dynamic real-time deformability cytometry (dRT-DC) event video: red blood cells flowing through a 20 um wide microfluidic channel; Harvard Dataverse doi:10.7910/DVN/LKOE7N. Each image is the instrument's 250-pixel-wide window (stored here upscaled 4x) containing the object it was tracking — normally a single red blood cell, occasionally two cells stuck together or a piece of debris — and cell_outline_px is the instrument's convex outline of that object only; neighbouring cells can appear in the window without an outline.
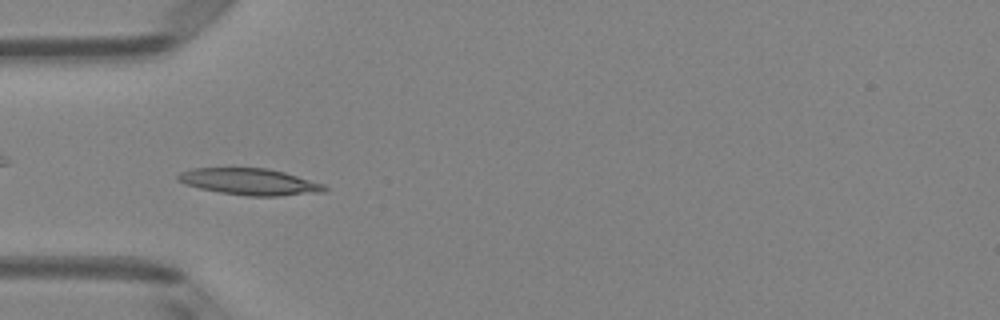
{"species": "Egyptian fruit bat (a non-hibernating species)", "species_latin": "Rousettus aegyptiacus", "temperature_condition": "room temperature", "stored_images_in_passage": 50, "camera_frame_rate_fps": 3000, "um_per_image_px": 0.085, "animal": {"sex": "female"}, "frame": {"image": 1, "passage_image": 15, "time_ms": 4.667, "image_size_px": [1000, 320], "cell_outline_px": [[328, 188], [324, 192], [280, 196], [248, 196], [220, 192], [200, 188], [184, 184], [176, 180], [176, 176], [180, 172], [192, 168], [268, 168], [284, 172], [324, 184]], "centroid_in_image_um": [21.21, 15.45], "position_along_channel_um": 63.8, "area_um2": 22.72}}
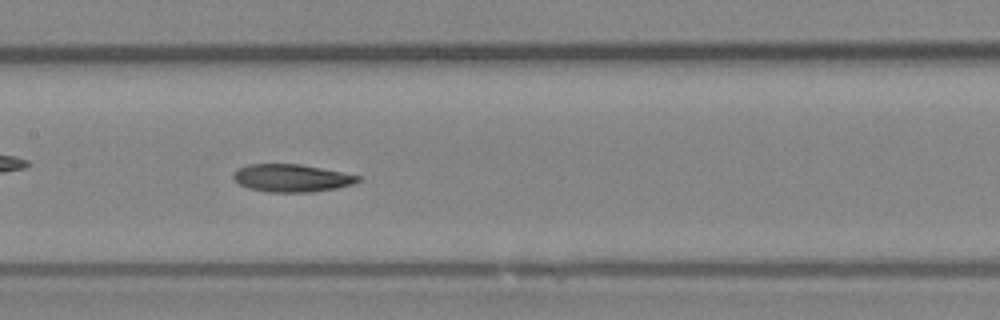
{"frame": {"image": 2, "passage_image": 24, "time_ms": 7.667, "image_size_px": [1000, 320], "cell_outline_px": [[360, 180], [352, 184], [336, 188], [312, 192], [268, 192], [248, 188], [240, 184], [232, 176], [240, 168], [248, 164], [300, 164], [360, 176]], "centroid_in_image_um": [24.78, 15.14], "position_along_channel_um": 182.6, "area_um2": 19.77}}
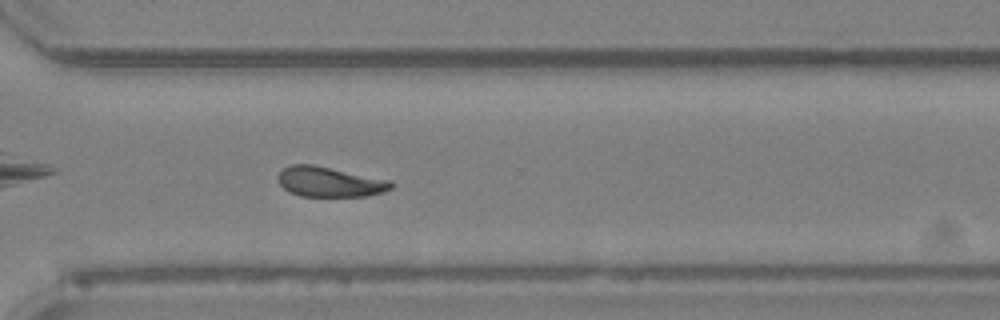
{"frame": {"image": 3, "passage_image": 36, "time_ms": 11.667, "image_size_px": [1000, 320], "cell_outline_px": [[396, 184], [392, 188], [384, 192], [368, 196], [300, 196], [288, 192], [280, 184], [276, 176], [288, 164], [312, 164], [392, 180]], "centroid_in_image_um": [28.04, 15.45], "position_along_channel_um": 342.6, "area_um2": 20.11}, "authors_computed_cell_mechanics": {"area_um2": 20.1722, "velocity_mm_per_s": 4.008, "shape_relaxation_time_tau1_ms": null, "shape_relaxation_time_tau2_ms": 8.2825, "deformation_change_tau1": null, "deformation_change_tau2": 0.1631}}